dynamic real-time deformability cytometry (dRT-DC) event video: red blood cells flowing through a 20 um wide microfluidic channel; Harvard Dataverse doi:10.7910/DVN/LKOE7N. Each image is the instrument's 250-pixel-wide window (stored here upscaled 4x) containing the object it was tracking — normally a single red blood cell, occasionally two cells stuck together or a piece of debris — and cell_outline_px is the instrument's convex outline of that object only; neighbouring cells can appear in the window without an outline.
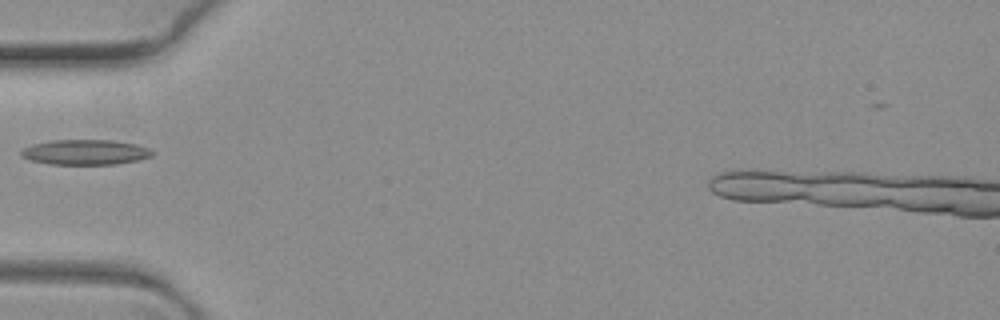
{"species": "common noctule bat (a hibernating species)", "species_latin": "Nyctalus noctula", "temperature_condition": "warm", "stored_images_in_passage": 6, "camera_frame_rate_fps": 3000, "um_per_image_px": 0.085, "animal": {"sex": "female", "body_mass_g": 19.3, "forearm_length_mm": 54.1}, "frame": {"image": 1, "passage_image": 1, "time_ms": 0.0, "image_size_px": [1000, 320], "cell_outline_px": [[156, 152], [152, 156], [136, 160], [116, 164], [52, 164], [32, 160], [20, 156], [20, 152], [24, 148], [32, 144], [52, 140], [112, 140], [136, 144], [148, 148]], "centroid_in_image_um": [7.26, 12.93], "position_along_channel_um": 77.7, "area_um2": 19.13}}
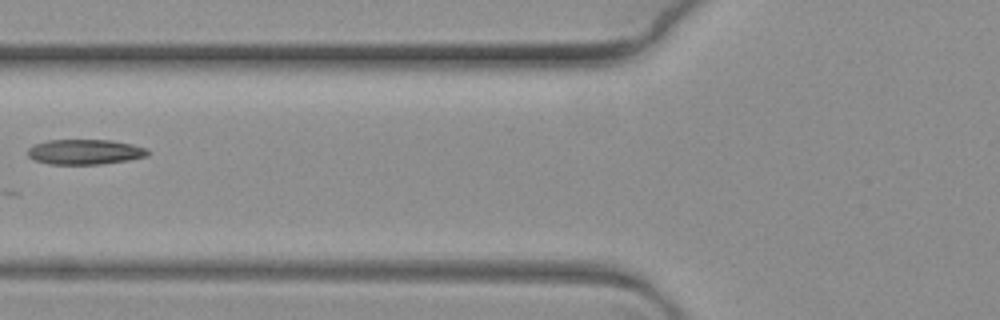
{"frame": {"image": 2, "passage_image": 2, "time_ms": 0.333, "image_size_px": [1000, 320], "cell_outline_px": [[152, 152], [148, 156], [128, 160], [100, 164], [52, 164], [36, 160], [28, 156], [28, 148], [32, 144], [48, 140], [112, 140], [132, 144], [148, 148]], "centroid_in_image_um": [7.26, 12.9], "position_along_channel_um": 118.5, "area_um2": 17.69}}
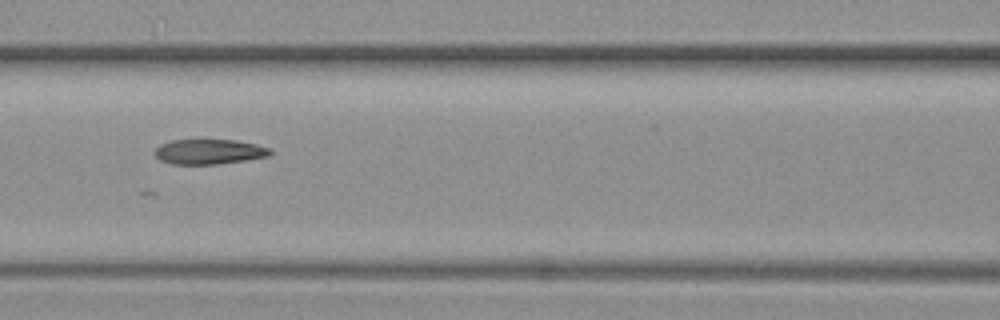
{"frame": {"image": 3, "passage_image": 3, "time_ms": 0.667, "image_size_px": [1000, 320], "cell_outline_px": [[272, 152], [268, 156], [244, 160], [216, 164], [172, 164], [160, 160], [152, 152], [160, 144], [172, 140], [236, 140], [256, 144], [272, 148]], "centroid_in_image_um": [17.76, 12.89], "position_along_channel_um": 148.8, "area_um2": 16.82}}